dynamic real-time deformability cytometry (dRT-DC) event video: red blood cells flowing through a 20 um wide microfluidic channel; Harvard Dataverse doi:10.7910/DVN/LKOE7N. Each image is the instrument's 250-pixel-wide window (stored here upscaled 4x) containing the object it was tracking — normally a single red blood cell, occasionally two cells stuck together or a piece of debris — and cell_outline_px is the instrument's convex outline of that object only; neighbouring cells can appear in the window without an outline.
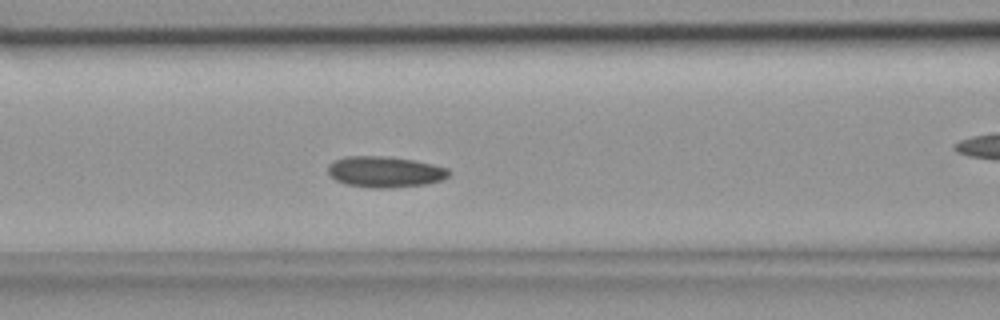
{"species": "common noctule bat (a hibernating species)", "species_latin": "Nyctalus noctula", "temperature_condition": "room temperature", "stored_images_in_passage": 37, "camera_frame_rate_fps": 3000, "um_per_image_px": 0.085, "animal": {"sex": "female", "body_mass_g": 18.4}, "frame": {"image": 1, "passage_image": 17, "time_ms": 5.333, "image_size_px": [1000, 320], "cell_outline_px": [[452, 172], [444, 180], [424, 184], [388, 188], [368, 188], [348, 184], [336, 180], [328, 172], [328, 164], [336, 160], [348, 156], [384, 156], [412, 160], [432, 164], [448, 168]], "centroid_in_image_um": [32.75, 14.61], "position_along_channel_um": 133.9, "area_um2": 21.73}}
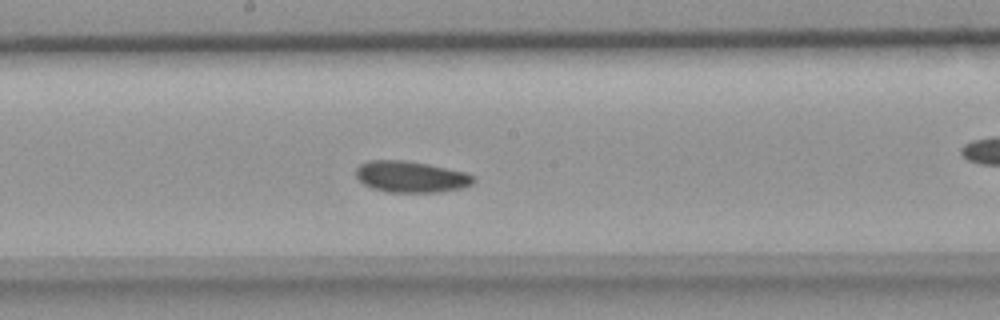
{"frame": {"image": 2, "passage_image": 22, "time_ms": 7.0, "image_size_px": [1000, 320], "cell_outline_px": [[476, 180], [472, 184], [464, 188], [440, 192], [388, 192], [372, 188], [364, 184], [356, 176], [356, 168], [360, 164], [368, 160], [404, 160], [428, 164], [464, 172], [472, 176]], "centroid_in_image_um": [34.92, 15.03], "position_along_channel_um": 213.3, "area_um2": 21.44}}
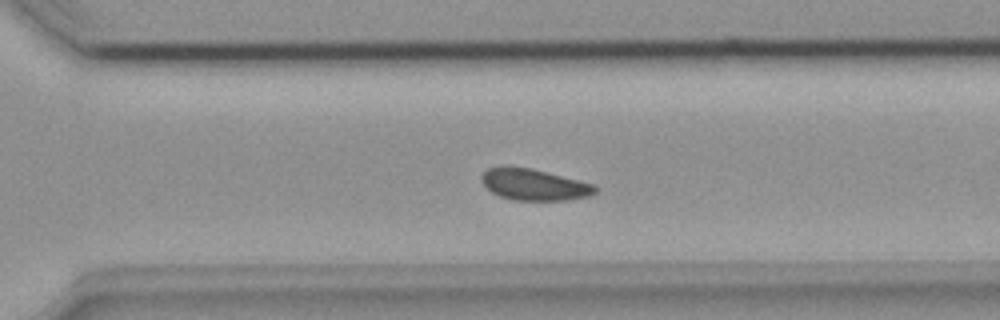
{"frame": {"image": 3, "passage_image": 29, "time_ms": 9.333, "image_size_px": [1000, 320], "cell_outline_px": [[596, 192], [588, 196], [564, 200], [516, 200], [500, 196], [492, 192], [480, 180], [480, 176], [488, 168], [500, 164], [508, 164], [532, 168], [596, 184]], "centroid_in_image_um": [45.36, 15.65], "position_along_channel_um": 325.2, "area_um2": 21.15}}